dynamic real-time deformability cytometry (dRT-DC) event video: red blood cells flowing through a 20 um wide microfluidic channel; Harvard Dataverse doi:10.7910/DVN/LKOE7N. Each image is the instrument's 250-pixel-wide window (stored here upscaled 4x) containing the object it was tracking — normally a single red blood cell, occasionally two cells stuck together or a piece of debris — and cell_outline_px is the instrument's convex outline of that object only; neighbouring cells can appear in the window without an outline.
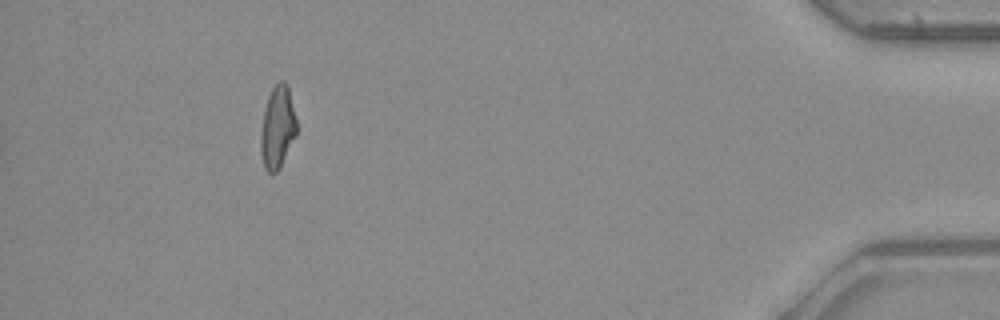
{"species": "common noctule bat (a hibernating species)", "species_latin": "Nyctalus noctula", "temperature_condition": "warm", "stored_images_in_passage": 32, "segment_of_instrument_passage": [2, 2], "camera_frame_rate_fps": 3000, "um_per_image_px": 0.085, "animal": {"sex": "male", "body_mass_g": 23.1, "forearm_length_mm": 52.7}, "frame": {"image": 1, "passage_image": 32, "time_ms": 10.333, "image_size_px": [1000, 320], "cell_outline_px": [[296, 136], [280, 168], [276, 172], [268, 172], [264, 168], [260, 152], [260, 136], [264, 108], [268, 96], [272, 88], [280, 80], [284, 80], [288, 84], [296, 120]], "centroid_in_image_um": [23.58, 10.82], "position_along_channel_um": 411.6, "area_um2": 17.4}}